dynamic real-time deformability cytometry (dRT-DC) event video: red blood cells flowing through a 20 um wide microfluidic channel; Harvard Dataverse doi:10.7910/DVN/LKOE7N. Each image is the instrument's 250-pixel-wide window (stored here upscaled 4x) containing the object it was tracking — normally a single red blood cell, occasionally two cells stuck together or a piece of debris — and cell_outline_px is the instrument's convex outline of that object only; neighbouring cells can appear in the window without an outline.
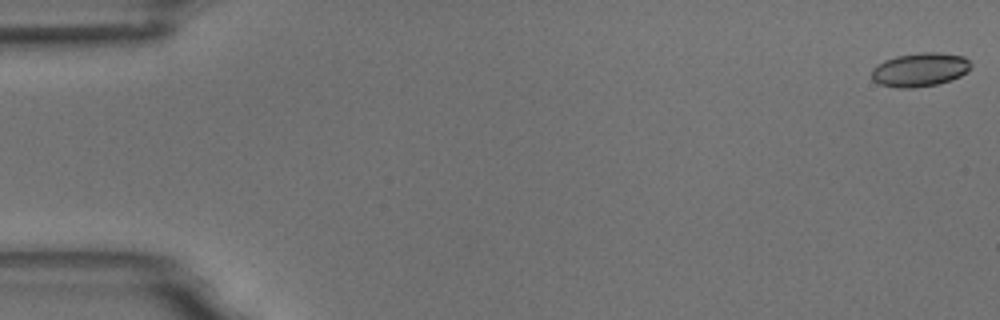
{"species": "common noctule bat (a hibernating species)", "species_latin": "Nyctalus noctula", "temperature_condition": "room temperature", "stored_images_in_passage": 4, "camera_frame_rate_fps": 3000, "um_per_image_px": 0.085, "animal": {"sex": "male", "body_mass_g": 18.8}, "frame": {"image": 1, "passage_image": 1, "time_ms": 0.0, "image_size_px": [1000, 320], "cell_outline_px": [[972, 64], [968, 72], [960, 76], [936, 84], [912, 88], [896, 88], [880, 84], [872, 80], [872, 68], [884, 60], [896, 56], [920, 52], [940, 52], [964, 56]], "centroid_in_image_um": [78.19, 5.91], "position_along_channel_um": 6.8, "area_um2": 19.59}}